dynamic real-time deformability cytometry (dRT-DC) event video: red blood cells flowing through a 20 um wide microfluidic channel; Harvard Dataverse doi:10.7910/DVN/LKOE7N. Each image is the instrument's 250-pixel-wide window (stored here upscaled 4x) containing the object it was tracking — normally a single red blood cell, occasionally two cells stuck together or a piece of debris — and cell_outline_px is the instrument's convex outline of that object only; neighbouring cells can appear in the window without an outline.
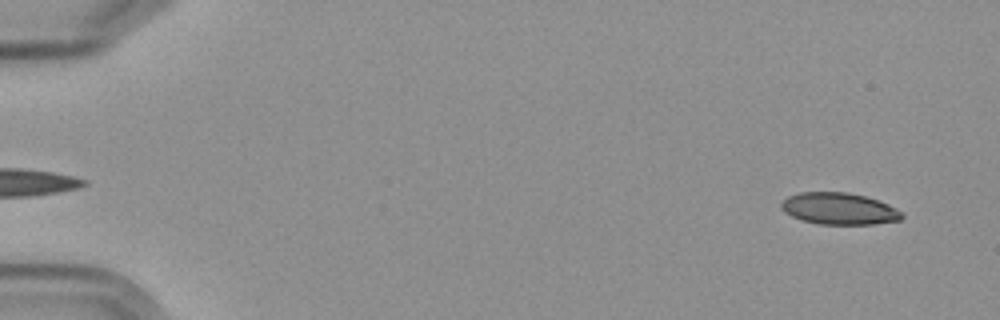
{"species": "Egyptian fruit bat (a non-hibernating species)", "species_latin": "Rousettus aegyptiacus", "temperature_condition": "cold", "stored_images_in_passage": 4, "segment_of_instrument_passage": [2, 2], "camera_frame_rate_fps": 3000, "um_per_image_px": 0.085, "frame": {"image": 1, "passage_image": 4, "time_ms": 4.667, "image_size_px": [1000, 320], "cell_outline_px": [[904, 216], [900, 220], [872, 224], [820, 224], [804, 220], [792, 216], [784, 212], [780, 208], [780, 204], [788, 196], [800, 192], [848, 192], [864, 196], [888, 204], [904, 212]], "centroid_in_image_um": [71.33, 17.73], "position_along_channel_um": 13.7, "area_um2": 22.25}}